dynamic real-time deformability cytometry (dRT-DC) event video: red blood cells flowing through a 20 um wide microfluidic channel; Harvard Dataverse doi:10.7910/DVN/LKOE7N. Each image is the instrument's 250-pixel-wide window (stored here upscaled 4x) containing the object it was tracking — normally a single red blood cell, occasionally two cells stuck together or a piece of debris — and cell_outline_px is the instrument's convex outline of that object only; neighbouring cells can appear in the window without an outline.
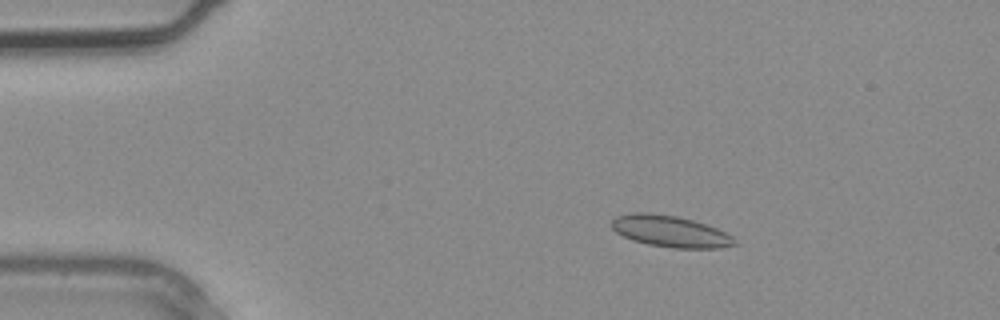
{"species": "common noctule bat (a hibernating species)", "species_latin": "Nyctalus noctula", "temperature_condition": "warm", "stored_images_in_passage": 4, "camera_frame_rate_fps": 3000, "um_per_image_px": 0.085, "animal": {"sex": "male", "body_mass_g": 20.4}, "frame": {"image": 1, "passage_image": 2, "time_ms": 0.333, "image_size_px": [1000, 320], "cell_outline_px": [[736, 244], [720, 248], [672, 248], [648, 244], [632, 240], [616, 232], [612, 228], [612, 220], [616, 216], [632, 212], [648, 212], [676, 216], [692, 220], [716, 228], [732, 236]], "centroid_in_image_um": [56.93, 19.66], "position_along_channel_um": 28.1, "area_um2": 22.37}}